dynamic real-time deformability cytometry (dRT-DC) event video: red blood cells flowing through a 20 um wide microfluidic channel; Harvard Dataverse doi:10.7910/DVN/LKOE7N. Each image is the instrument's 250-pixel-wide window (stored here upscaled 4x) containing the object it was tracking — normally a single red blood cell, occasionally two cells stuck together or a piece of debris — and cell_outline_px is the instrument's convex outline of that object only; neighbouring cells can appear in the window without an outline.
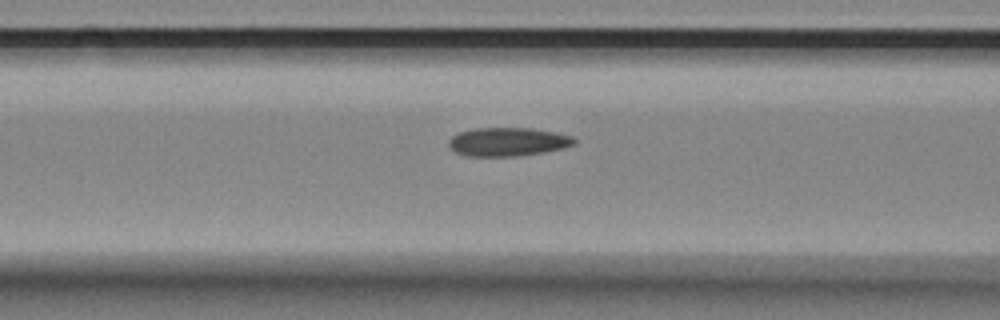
{"species": "Egyptian fruit bat (a non-hibernating species)", "species_latin": "Rousettus aegyptiacus", "temperature_condition": "room temperature", "stored_images_in_passage": 40, "camera_frame_rate_fps": 3000, "um_per_image_px": 0.085, "animal": {"sex": "female"}, "frame": {"image": 1, "passage_image": 16, "time_ms": 5.0, "image_size_px": [1000, 320], "cell_outline_px": [[576, 144], [564, 148], [544, 152], [520, 156], [464, 156], [456, 152], [448, 144], [448, 140], [456, 132], [476, 128], [532, 128], [572, 136], [576, 140]], "centroid_in_image_um": [43.15, 12.06], "position_along_channel_um": 123.5, "area_um2": 21.04}}
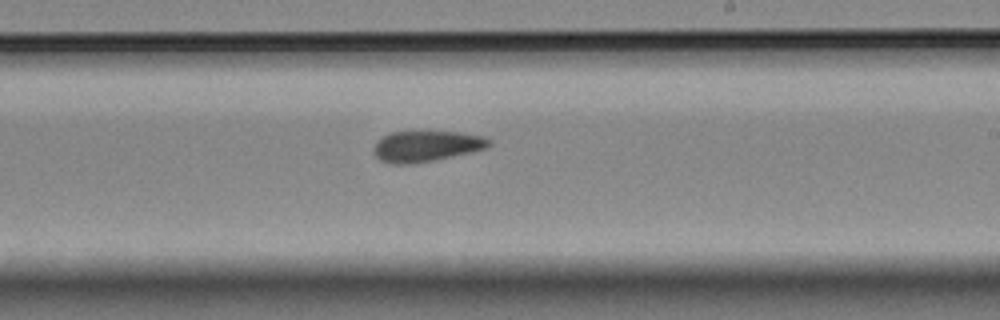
{"frame": {"image": 2, "passage_image": 27, "time_ms": 8.667, "image_size_px": [1000, 320], "cell_outline_px": [[492, 144], [484, 148], [472, 152], [412, 164], [392, 164], [380, 160], [372, 152], [372, 148], [384, 136], [392, 132], [460, 132], [484, 136], [492, 140]], "centroid_in_image_um": [36.25, 12.43], "position_along_channel_um": 252.8, "area_um2": 20.58}}
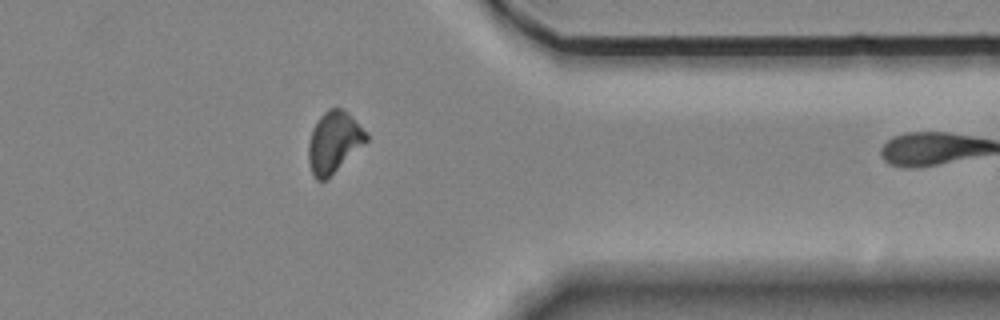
{"frame": {"image": 3, "passage_image": 39, "time_ms": 12.667, "image_size_px": [1000, 320], "cell_outline_px": [[368, 140], [324, 180], [316, 180], [312, 176], [308, 164], [308, 144], [312, 128], [320, 116], [328, 108], [340, 108], [348, 112], [368, 132]], "centroid_in_image_um": [28.36, 12.05], "position_along_channel_um": 383.0, "area_um2": 20.52}}